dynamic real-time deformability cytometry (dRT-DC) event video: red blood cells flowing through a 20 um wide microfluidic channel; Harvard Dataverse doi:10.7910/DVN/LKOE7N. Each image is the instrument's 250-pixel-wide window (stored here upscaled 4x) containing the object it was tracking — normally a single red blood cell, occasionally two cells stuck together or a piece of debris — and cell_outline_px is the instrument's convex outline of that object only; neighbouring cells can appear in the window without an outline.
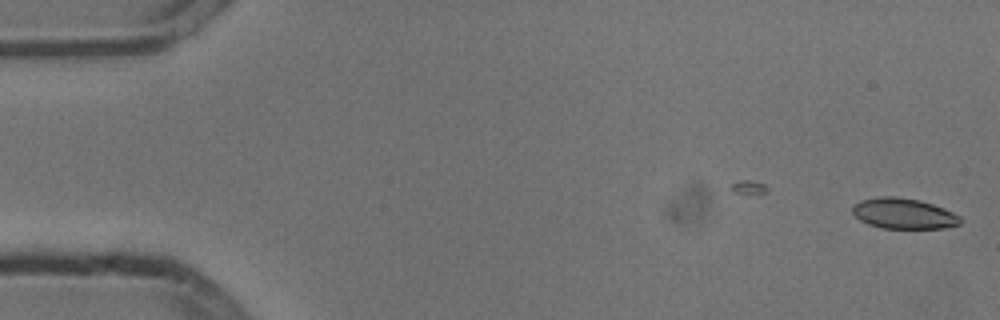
{"species": "common noctule bat (a hibernating species)", "species_latin": "Nyctalus noctula", "temperature_condition": "cold", "stored_images_in_passage": 2, "camera_frame_rate_fps": 3000, "um_per_image_px": 0.085, "animal": {"sex": "male", "body_mass_g": 13.3}, "frame": {"image": 1, "passage_image": 2, "time_ms": 0.333, "image_size_px": [1000, 320], "cell_outline_px": [[960, 224], [944, 228], [880, 228], [868, 224], [860, 220], [852, 212], [852, 208], [860, 200], [880, 196], [896, 196], [920, 200], [944, 208], [960, 216]], "centroid_in_image_um": [76.8, 18.14], "position_along_channel_um": 8.2, "area_um2": 19.19}}